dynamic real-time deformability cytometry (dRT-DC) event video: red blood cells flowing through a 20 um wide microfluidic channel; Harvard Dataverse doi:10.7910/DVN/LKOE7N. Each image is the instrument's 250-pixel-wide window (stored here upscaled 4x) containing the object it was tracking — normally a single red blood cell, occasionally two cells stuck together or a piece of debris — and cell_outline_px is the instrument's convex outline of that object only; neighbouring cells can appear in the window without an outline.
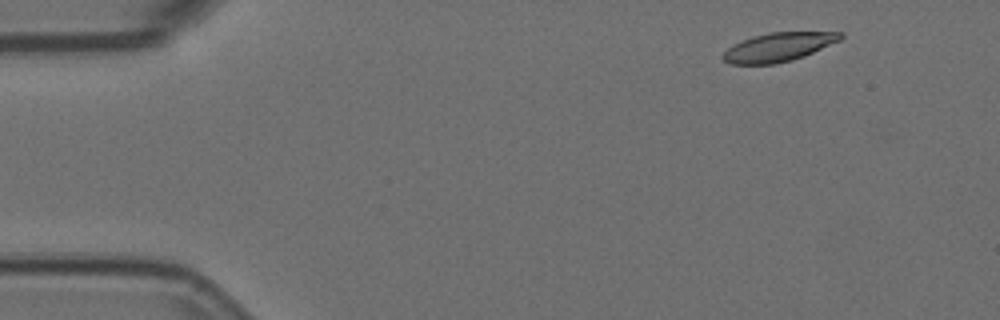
{"species": "Egyptian fruit bat (a non-hibernating species)", "species_latin": "Rousettus aegyptiacus", "temperature_condition": "room temperature", "stored_images_in_passage": 52, "camera_frame_rate_fps": 3000, "um_per_image_px": 0.085, "animal": {"sex": "female"}, "frame": {"image": 1, "passage_image": 1, "time_ms": 0.0, "image_size_px": [1000, 320], "cell_outline_px": [[844, 36], [840, 40], [804, 56], [792, 60], [776, 64], [728, 64], [720, 56], [732, 44], [752, 36], [772, 32], [844, 32]], "centroid_in_image_um": [66.14, 4.0], "position_along_channel_um": 18.9, "area_um2": 19.77}}
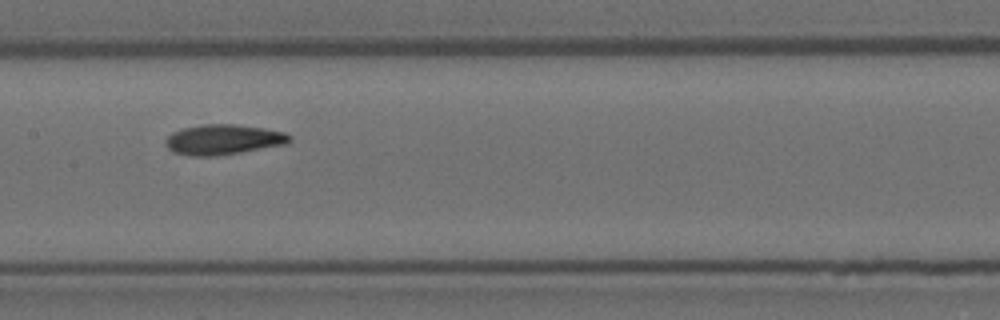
{"frame": {"image": 2, "passage_image": 23, "time_ms": 7.333, "image_size_px": [1000, 320], "cell_outline_px": [[292, 140], [288, 144], [216, 156], [188, 156], [176, 152], [168, 148], [164, 144], [164, 140], [172, 132], [180, 128], [204, 124], [236, 124], [264, 128], [284, 132], [292, 136]], "centroid_in_image_um": [18.98, 11.86], "position_along_channel_um": 188.4, "area_um2": 22.02}}
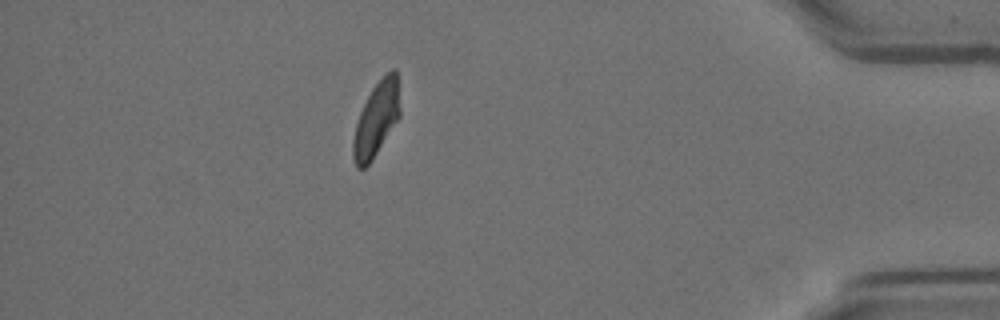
{"frame": {"image": 3, "passage_image": 45, "time_ms": 14.667, "image_size_px": [1000, 320], "cell_outline_px": [[400, 116], [372, 160], [364, 168], [356, 168], [352, 156], [352, 140], [356, 124], [360, 112], [372, 88], [392, 68], [396, 68], [400, 108]], "centroid_in_image_um": [31.98, 10.16], "position_along_channel_um": 403.2, "area_um2": 20.11}, "authors_computed_cell_mechanics": {"area_um2": 21.097, "velocity_mm_per_s": 3.5688, "shape_relaxation_time_tau1_ms": 4.2692, "shape_relaxation_time_tau2_ms": 1.8756, "deformation_change_tau1": 0.1608, "deformation_change_tau2": 0.0711}}